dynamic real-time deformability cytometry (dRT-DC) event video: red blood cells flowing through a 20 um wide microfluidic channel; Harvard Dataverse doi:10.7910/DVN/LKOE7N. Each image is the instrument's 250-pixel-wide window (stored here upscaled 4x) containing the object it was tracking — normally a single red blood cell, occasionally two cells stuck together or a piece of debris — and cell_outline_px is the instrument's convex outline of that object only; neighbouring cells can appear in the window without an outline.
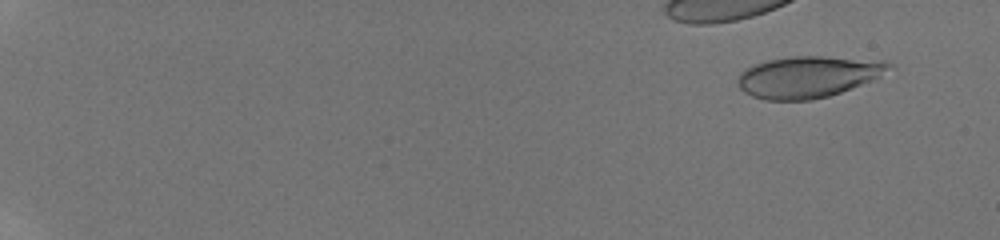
{"species": "human", "species_latin": "Homo sapiens", "temperature_condition": "room temperature", "stored_images_in_passage": 12, "camera_frame_rate_fps": 3000, "um_per_image_px": 0.085, "donor": {"sex": "male"}, "frame": {"image": 1, "passage_image": 3, "time_ms": 1.0, "image_size_px": [1000, 240], "cell_outline_px": [[896, 68], [872, 80], [840, 92], [828, 96], [812, 100], [764, 100], [752, 96], [744, 92], [736, 84], [736, 80], [740, 72], [756, 64], [768, 60], [792, 56], [820, 56], [888, 60]], "centroid_in_image_um": [68.73, 6.52], "position_along_channel_um": 16.3, "area_um2": 36.88}}
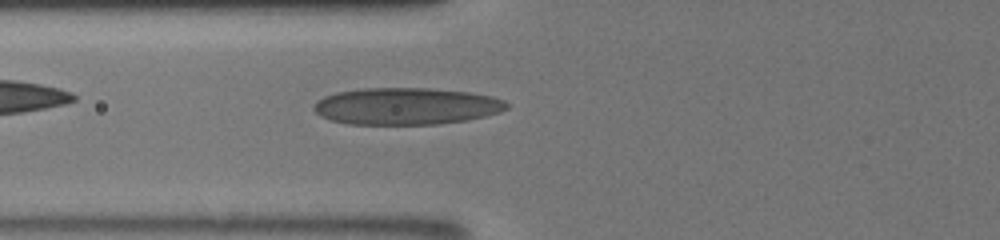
{"frame": {"image": 2, "passage_image": 12, "time_ms": 7.667, "image_size_px": [1000, 240], "cell_outline_px": [[508, 108], [500, 112], [468, 120], [440, 124], [348, 124], [328, 120], [320, 116], [312, 108], [316, 100], [324, 96], [336, 92], [364, 88], [428, 88], [468, 92], [492, 96], [504, 100], [508, 104]], "centroid_in_image_um": [34.5, 9.03], "position_along_channel_um": 91.3, "area_um2": 41.73}}